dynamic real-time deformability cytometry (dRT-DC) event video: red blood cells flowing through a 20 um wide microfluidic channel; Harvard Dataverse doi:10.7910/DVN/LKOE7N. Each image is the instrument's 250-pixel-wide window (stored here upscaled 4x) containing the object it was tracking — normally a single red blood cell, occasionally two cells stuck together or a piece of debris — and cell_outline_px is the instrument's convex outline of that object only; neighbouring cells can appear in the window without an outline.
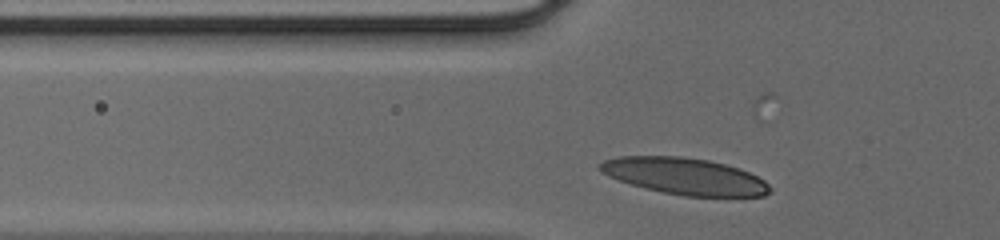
{"species": "human", "species_latin": "Homo sapiens", "temperature_condition": "cold", "stored_images_in_passage": 28, "camera_frame_rate_fps": 3000, "um_per_image_px": 0.085, "donor": {"sex": "male"}, "frame": {"image": 1, "passage_image": 3, "time_ms": 0.667, "image_size_px": [1000, 240], "cell_outline_px": [[772, 192], [764, 196], [684, 196], [644, 188], [608, 176], [600, 168], [600, 164], [604, 160], [620, 156], [680, 156], [708, 160], [724, 164], [748, 172], [764, 180], [772, 188]], "centroid_in_image_um": [58.23, 14.98], "position_along_channel_um": 67.6, "area_um2": 35.89}}
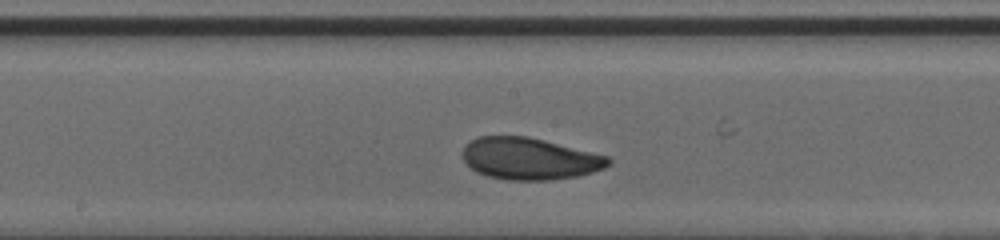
{"frame": {"image": 2, "passage_image": 13, "time_ms": 4.0, "image_size_px": [1000, 240], "cell_outline_px": [[612, 160], [604, 168], [592, 172], [576, 176], [552, 180], [508, 180], [488, 176], [476, 172], [464, 160], [464, 148], [472, 140], [480, 136], [528, 136], [608, 156]], "centroid_in_image_um": [45.03, 13.49], "position_along_channel_um": 203.2, "area_um2": 35.2}}
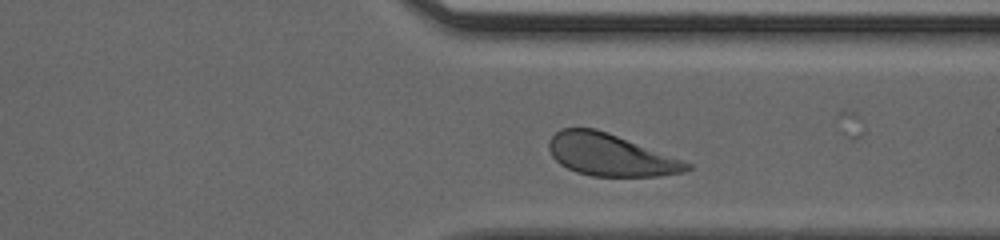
{"frame": {"image": 3, "passage_image": 24, "time_ms": 7.667, "image_size_px": [1000, 240], "cell_outline_px": [[692, 168], [684, 172], [656, 176], [592, 176], [576, 172], [560, 164], [552, 156], [548, 148], [548, 140], [560, 128], [596, 128], [608, 132], [692, 164]], "centroid_in_image_um": [51.84, 13.16], "position_along_channel_um": 359.6, "area_um2": 33.58}}